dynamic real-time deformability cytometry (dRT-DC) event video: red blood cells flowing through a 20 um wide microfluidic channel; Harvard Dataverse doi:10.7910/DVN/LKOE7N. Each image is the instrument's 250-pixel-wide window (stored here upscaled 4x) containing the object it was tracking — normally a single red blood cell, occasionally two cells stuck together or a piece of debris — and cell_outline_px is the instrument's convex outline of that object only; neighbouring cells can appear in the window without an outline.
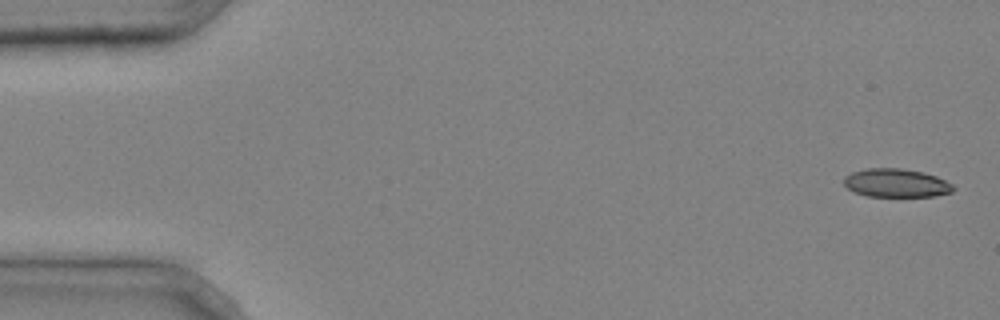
{"species": "common noctule bat (a hibernating species)", "species_latin": "Nyctalus noctula", "temperature_condition": "cold", "stored_images_in_passage": 5, "camera_frame_rate_fps": 3000, "um_per_image_px": 0.085, "animal": {"sex": "male", "body_mass_g": 20.4}, "frame": {"image": 1, "passage_image": 1, "time_ms": 0.0, "image_size_px": [1000, 320], "cell_outline_px": [[956, 188], [952, 192], [936, 196], [868, 196], [856, 192], [848, 188], [844, 184], [844, 176], [852, 172], [868, 168], [900, 168], [924, 172], [936, 176], [952, 184]], "centroid_in_image_um": [76.2, 15.55], "position_along_channel_um": 8.8, "area_um2": 18.09}}
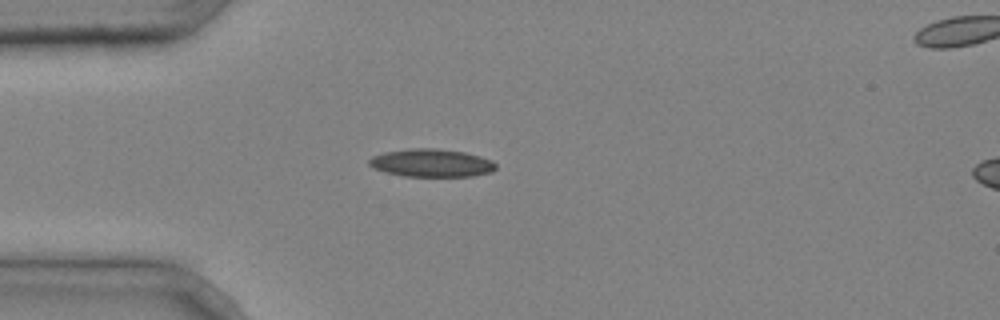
{"frame": {"image": 2, "passage_image": 4, "time_ms": 1.0, "image_size_px": [1000, 320], "cell_outline_px": [[496, 168], [492, 172], [472, 176], [404, 176], [384, 172], [368, 164], [368, 160], [372, 156], [384, 152], [412, 148], [436, 148], [464, 152], [480, 156], [492, 160], [496, 164]], "centroid_in_image_um": [36.68, 13.85], "position_along_channel_um": 48.3, "area_um2": 20.63}}